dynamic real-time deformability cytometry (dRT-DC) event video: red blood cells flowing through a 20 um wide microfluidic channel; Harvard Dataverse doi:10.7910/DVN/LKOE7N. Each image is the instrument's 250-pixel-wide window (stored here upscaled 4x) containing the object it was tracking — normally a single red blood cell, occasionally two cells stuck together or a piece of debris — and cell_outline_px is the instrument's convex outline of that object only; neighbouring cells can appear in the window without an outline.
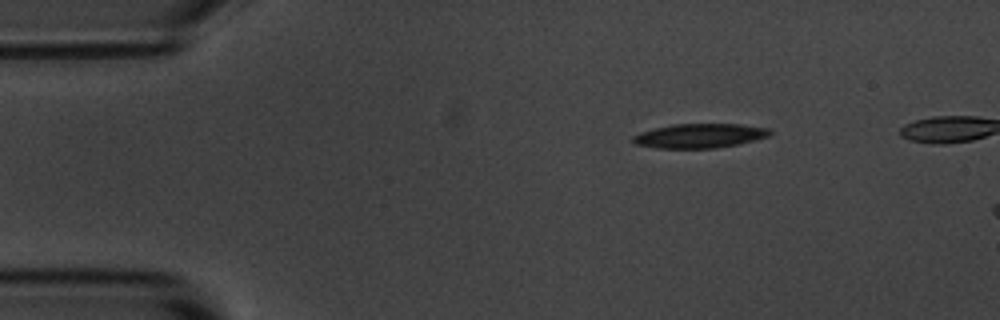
{"species": "common noctule bat (a hibernating species)", "species_latin": "Nyctalus noctula", "temperature_condition": "room temperature", "stored_images_in_passage": 3, "camera_frame_rate_fps": 3000, "um_per_image_px": 0.085, "animal": {"sex": "male", "body_mass_g": 20.1, "forearm_length_mm": 53.5}, "frame": {"image": 1, "passage_image": 1, "time_ms": 0.0, "image_size_px": [1000, 320], "cell_outline_px": [[772, 132], [768, 136], [736, 144], [716, 148], [656, 148], [636, 144], [632, 140], [632, 136], [640, 132], [672, 124], [740, 124], [768, 128]], "centroid_in_image_um": [59.44, 11.54], "position_along_channel_um": 25.6, "area_um2": 19.19}}